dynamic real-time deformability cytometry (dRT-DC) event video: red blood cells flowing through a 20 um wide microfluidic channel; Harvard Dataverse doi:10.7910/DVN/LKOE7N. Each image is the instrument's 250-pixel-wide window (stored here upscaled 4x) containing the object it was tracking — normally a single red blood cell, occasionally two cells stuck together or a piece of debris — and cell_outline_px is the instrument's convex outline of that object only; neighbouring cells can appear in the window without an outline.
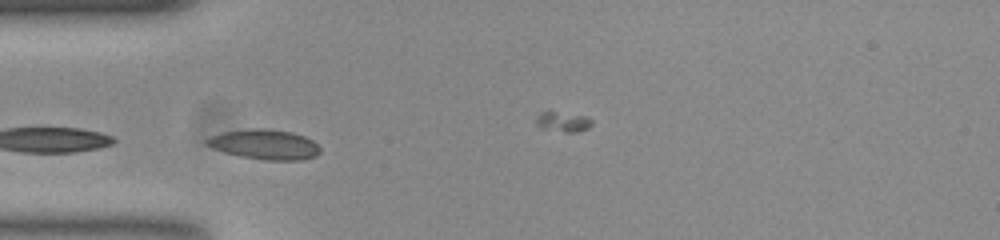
{"species": "common noctule bat (a hibernating species)", "species_latin": "Nyctalus noctula", "temperature_condition": "room temperature", "stored_images_in_passage": 15, "camera_frame_rate_fps": 3000, "um_per_image_px": 0.085, "animal": {"sex": "female", "body_mass_g": 23.0, "forearm_length_mm": 53.4}, "frame": {"image": 1, "passage_image": 13, "time_ms": 4.0, "image_size_px": [1000, 240], "cell_outline_px": [[320, 152], [316, 156], [300, 160], [264, 160], [240, 156], [224, 152], [212, 148], [204, 140], [212, 136], [224, 132], [248, 128], [264, 128], [292, 132], [304, 136], [312, 140], [320, 148]], "centroid_in_image_um": [22.51, 12.27], "position_along_channel_um": 62.5, "area_um2": 19.71}}